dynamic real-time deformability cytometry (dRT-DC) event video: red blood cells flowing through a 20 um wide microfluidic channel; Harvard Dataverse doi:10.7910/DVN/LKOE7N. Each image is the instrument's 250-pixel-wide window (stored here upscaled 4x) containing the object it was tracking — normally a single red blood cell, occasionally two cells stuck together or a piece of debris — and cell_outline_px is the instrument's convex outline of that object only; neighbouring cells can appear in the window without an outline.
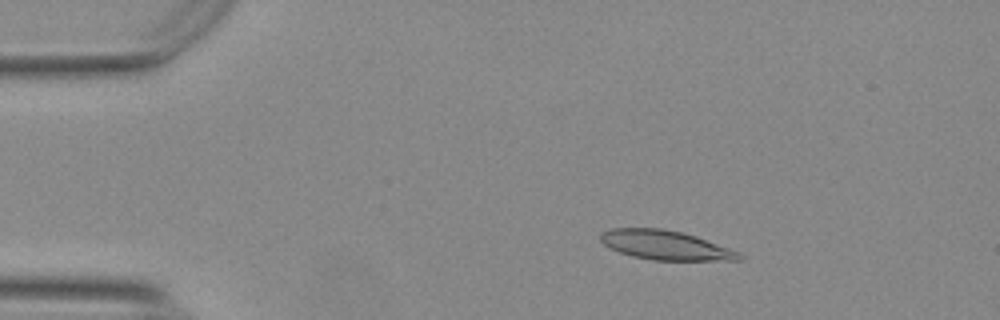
{"species": "Egyptian fruit bat (a non-hibernating species)", "species_latin": "Rousettus aegyptiacus", "temperature_condition": "warm", "stored_images_in_passage": 48, "camera_frame_rate_fps": 3000, "um_per_image_px": 0.085, "animal": {"sex": "female"}, "frame": {"image": 1, "passage_image": 3, "time_ms": 0.667, "image_size_px": [1000, 320], "cell_outline_px": [[744, 256], [740, 260], [652, 260], [632, 256], [608, 248], [600, 240], [600, 236], [604, 232], [612, 228], [660, 228], [680, 232], [696, 236], [740, 252]], "centroid_in_image_um": [56.56, 20.84], "position_along_channel_um": 28.4, "area_um2": 23.52}}
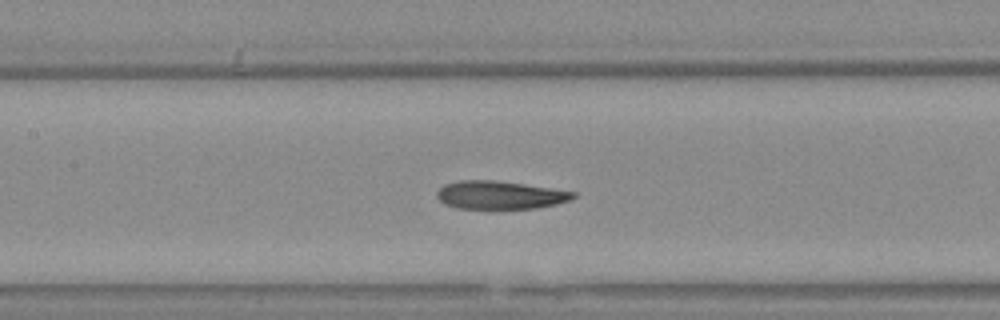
{"frame": {"image": 2, "passage_image": 19, "time_ms": 6.0, "image_size_px": [1000, 320], "cell_outline_px": [[576, 196], [568, 200], [556, 204], [536, 208], [456, 208], [444, 204], [436, 196], [436, 192], [444, 184], [460, 180], [496, 180], [576, 192]], "centroid_in_image_um": [42.45, 16.57], "position_along_channel_um": 164.9, "area_um2": 22.14}}
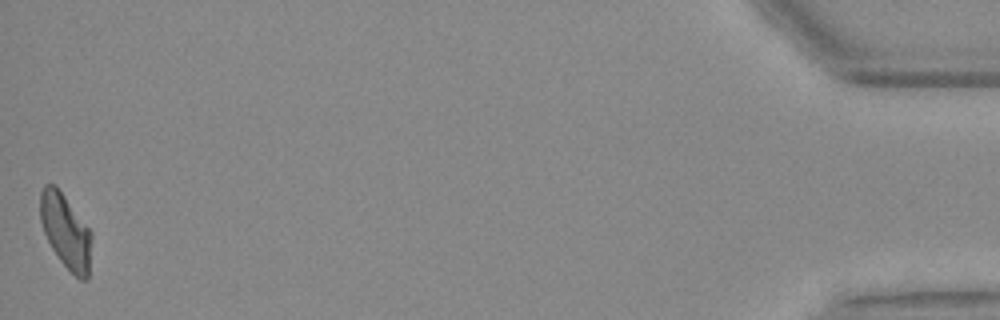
{"frame": {"image": 3, "passage_image": 48, "time_ms": 15.667, "image_size_px": [1000, 320], "cell_outline_px": [[92, 236], [88, 280], [80, 280], [60, 260], [52, 248], [44, 232], [40, 220], [40, 192], [44, 184], [56, 184], [92, 232]], "centroid_in_image_um": [5.59, 19.62], "position_along_channel_um": 429.6, "area_um2": 22.25}, "authors_computed_cell_mechanics": {"area_um2": 23.3512, "velocity_mm_per_s": 3.7334, "shape_relaxation_time_tau1_ms": 5.9983, "shape_relaxation_time_tau2_ms": 2.6333, "deformation_change_tau1": 0.2049, "deformation_change_tau2": 0.1147}}